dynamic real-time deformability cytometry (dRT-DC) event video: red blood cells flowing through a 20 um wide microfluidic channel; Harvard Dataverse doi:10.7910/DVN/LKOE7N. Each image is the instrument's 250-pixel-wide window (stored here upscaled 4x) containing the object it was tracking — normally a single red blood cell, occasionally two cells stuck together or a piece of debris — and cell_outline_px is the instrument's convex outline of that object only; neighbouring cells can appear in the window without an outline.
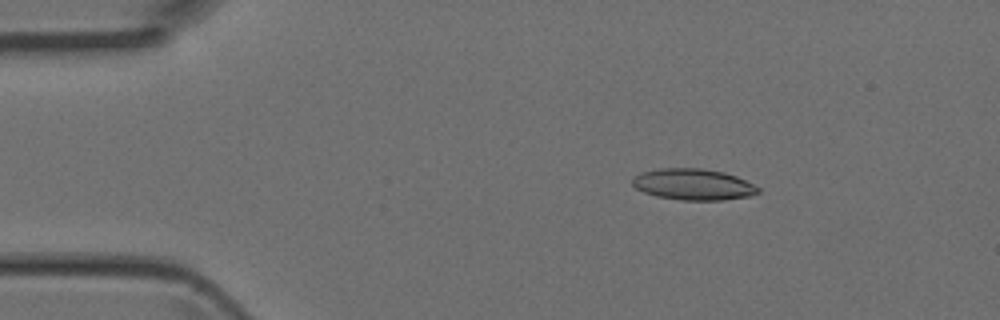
{"species": "Egyptian fruit bat (a non-hibernating species)", "species_latin": "Rousettus aegyptiacus", "temperature_condition": "room temperature", "stored_images_in_passage": 4, "segment_of_instrument_passage": [1, 2], "camera_frame_rate_fps": 3000, "um_per_image_px": 0.085, "animal": {"sex": "female"}, "frame": {"image": 1, "passage_image": 2, "time_ms": 0.333, "image_size_px": [1000, 320], "cell_outline_px": [[760, 192], [752, 196], [724, 200], [680, 200], [656, 196], [644, 192], [636, 188], [632, 184], [632, 176], [640, 172], [660, 168], [700, 168], [724, 172], [736, 176], [760, 188]], "centroid_in_image_um": [58.91, 15.67], "position_along_channel_um": 26.1, "area_um2": 23.06}}